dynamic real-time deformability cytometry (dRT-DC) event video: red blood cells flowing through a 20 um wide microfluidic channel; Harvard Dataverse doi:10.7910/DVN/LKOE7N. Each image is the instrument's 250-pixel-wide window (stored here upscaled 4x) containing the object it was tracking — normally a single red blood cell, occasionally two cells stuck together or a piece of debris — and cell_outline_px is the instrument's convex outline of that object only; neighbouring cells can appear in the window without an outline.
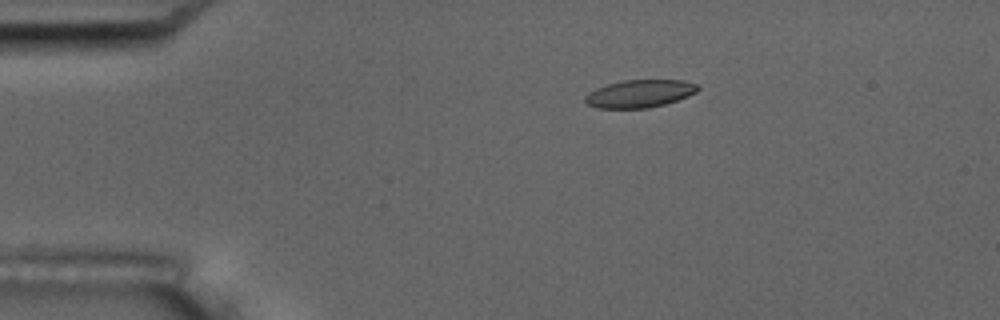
{"species": "common noctule bat (a hibernating species)", "species_latin": "Nyctalus noctula", "temperature_condition": "room temperature", "stored_images_in_passage": 5, "camera_frame_rate_fps": 3000, "um_per_image_px": 0.085, "animal": {"sex": "male", "body_mass_g": 17.5, "forearm_length_mm": 52.3}, "frame": {"image": 1, "passage_image": 4, "time_ms": 3.333, "image_size_px": [1000, 320], "cell_outline_px": [[700, 88], [696, 92], [688, 96], [664, 104], [648, 108], [596, 108], [588, 104], [584, 100], [584, 96], [588, 92], [596, 88], [608, 84], [624, 80], [684, 80], [696, 84]], "centroid_in_image_um": [54.35, 7.96], "position_along_channel_um": 30.6, "area_um2": 18.15}}